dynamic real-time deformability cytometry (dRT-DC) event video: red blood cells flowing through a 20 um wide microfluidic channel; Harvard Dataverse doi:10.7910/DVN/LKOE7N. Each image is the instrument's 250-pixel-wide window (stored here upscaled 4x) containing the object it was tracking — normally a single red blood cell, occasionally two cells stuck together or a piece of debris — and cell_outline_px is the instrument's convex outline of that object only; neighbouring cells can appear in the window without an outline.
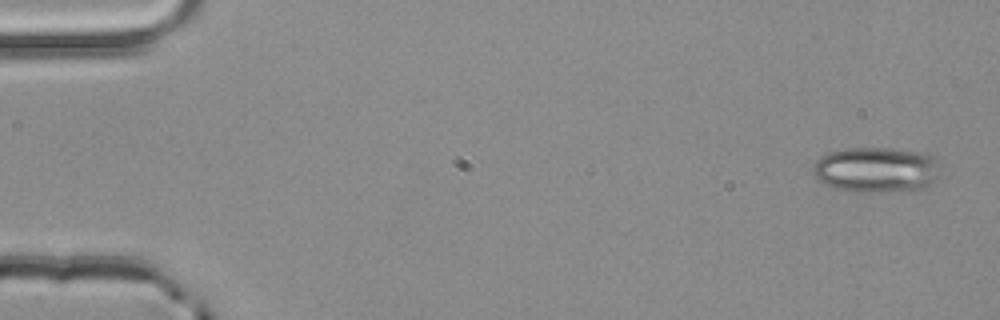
{"species": "common noctule bat (a hibernating species)", "species_latin": "Nyctalus noctula", "temperature_condition": "room temperature", "stored_images_in_passage": 5, "segment_of_instrument_passage": [1, 2], "camera_frame_rate_fps": 3000, "um_per_image_px": 0.085, "animal": {"sex": "male", "body_mass_g": 20.4}, "frame": {"image": 1, "passage_image": 1, "time_ms": 0.0, "image_size_px": [1000, 320], "cell_outline_px": [[936, 180], [924, 188], [872, 192], [852, 192], [836, 188], [824, 184], [812, 172], [812, 168], [816, 160], [828, 152], [844, 148], [892, 148], [916, 152], [936, 156]], "centroid_in_image_um": [74.42, 14.42], "position_along_channel_um": 10.6, "area_um2": 33.41}}